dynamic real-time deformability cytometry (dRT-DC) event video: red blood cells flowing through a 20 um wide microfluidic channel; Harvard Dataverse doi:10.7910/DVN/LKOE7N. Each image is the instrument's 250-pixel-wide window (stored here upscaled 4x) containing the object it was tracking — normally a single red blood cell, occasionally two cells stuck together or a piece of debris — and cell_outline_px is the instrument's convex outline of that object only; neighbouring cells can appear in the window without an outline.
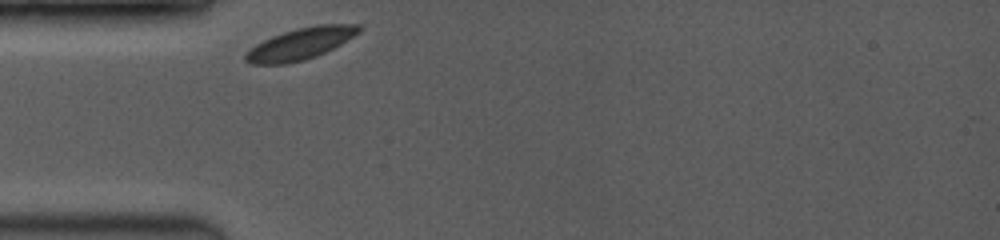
{"species": "common noctule bat (a hibernating species)", "species_latin": "Nyctalus noctula", "temperature_condition": "room temperature", "stored_images_in_passage": 30, "camera_frame_rate_fps": 3500, "um_per_image_px": 0.085, "animal": {"sex": "female", "body_mass_g": 19.0, "forearm_length_mm": 53.3}, "frame": {"image": 1, "passage_image": 1, "time_ms": 0.0, "image_size_px": [1000, 240], "cell_outline_px": [[364, 28], [360, 32], [340, 44], [316, 56], [304, 60], [288, 64], [252, 64], [244, 60], [244, 56], [256, 44], [272, 36], [296, 28], [316, 24], [360, 24]], "centroid_in_image_um": [25.57, 3.7], "position_along_channel_um": 59.4, "area_um2": 20.81}}
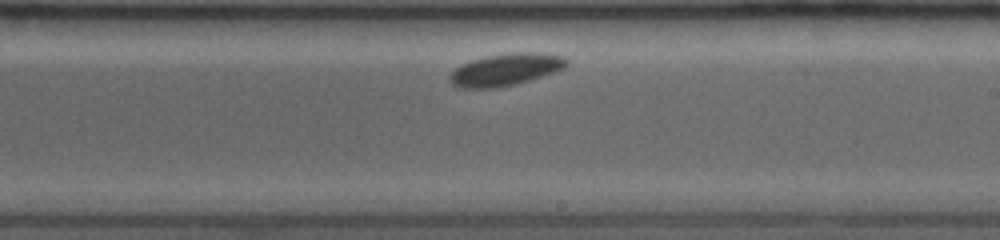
{"frame": {"image": 2, "passage_image": 18, "time_ms": 5.143, "image_size_px": [1000, 240], "cell_outline_px": [[568, 64], [564, 68], [516, 84], [496, 88], [460, 88], [452, 84], [448, 80], [448, 76], [460, 64], [472, 60], [488, 56], [508, 52], [540, 52], [564, 56], [568, 60]], "centroid_in_image_um": [42.96, 5.9], "position_along_channel_um": 246.0, "area_um2": 21.91}}
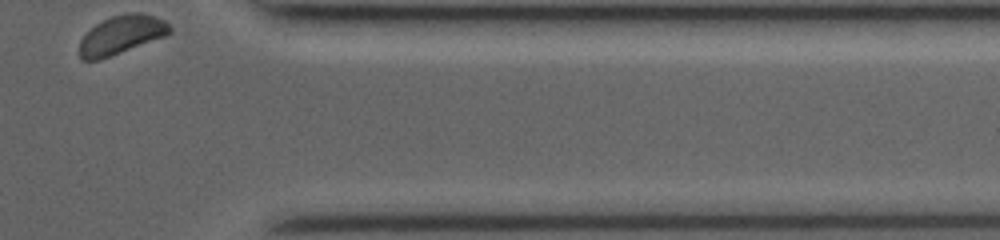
{"frame": {"image": 3, "passage_image": 30, "time_ms": 9.429, "image_size_px": [1000, 240], "cell_outline_px": [[172, 32], [168, 36], [100, 60], [80, 60], [80, 40], [96, 24], [112, 16], [124, 12], [140, 12], [164, 20], [172, 28]], "centroid_in_image_um": [10.36, 2.97], "position_along_channel_um": 401.0, "area_um2": 20.46}, "authors_computed_cell_mechanics": {"area_um2": 20.7791, "velocity_mm_per_s": 3.6975, "shape_relaxation_time_tau1_ms": 0.2033, "shape_relaxation_time_tau2_ms": null, "deformation_change_tau1": 0.0147, "deformation_change_tau2": null}}